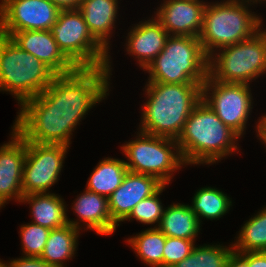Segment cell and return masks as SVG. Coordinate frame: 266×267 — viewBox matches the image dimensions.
<instances>
[{
	"instance_id": "obj_1",
	"label": "cell",
	"mask_w": 266,
	"mask_h": 267,
	"mask_svg": "<svg viewBox=\"0 0 266 267\" xmlns=\"http://www.w3.org/2000/svg\"><path fill=\"white\" fill-rule=\"evenodd\" d=\"M109 80L106 67L76 68L56 75L42 93L20 106L12 128L26 142L69 147L79 122L109 95Z\"/></svg>"
},
{
	"instance_id": "obj_2",
	"label": "cell",
	"mask_w": 266,
	"mask_h": 267,
	"mask_svg": "<svg viewBox=\"0 0 266 267\" xmlns=\"http://www.w3.org/2000/svg\"><path fill=\"white\" fill-rule=\"evenodd\" d=\"M140 132L177 140L193 108L202 100L198 83L167 84L148 82Z\"/></svg>"
},
{
	"instance_id": "obj_3",
	"label": "cell",
	"mask_w": 266,
	"mask_h": 267,
	"mask_svg": "<svg viewBox=\"0 0 266 267\" xmlns=\"http://www.w3.org/2000/svg\"><path fill=\"white\" fill-rule=\"evenodd\" d=\"M240 136L226 126L201 100L186 120L176 140L187 165L212 164L235 152Z\"/></svg>"
},
{
	"instance_id": "obj_4",
	"label": "cell",
	"mask_w": 266,
	"mask_h": 267,
	"mask_svg": "<svg viewBox=\"0 0 266 267\" xmlns=\"http://www.w3.org/2000/svg\"><path fill=\"white\" fill-rule=\"evenodd\" d=\"M262 1L227 0L212 5L206 3L199 35L205 54L210 56L218 48L247 40L258 32L262 26V19L250 11L248 5Z\"/></svg>"
},
{
	"instance_id": "obj_5",
	"label": "cell",
	"mask_w": 266,
	"mask_h": 267,
	"mask_svg": "<svg viewBox=\"0 0 266 267\" xmlns=\"http://www.w3.org/2000/svg\"><path fill=\"white\" fill-rule=\"evenodd\" d=\"M144 71L149 73L148 82L202 86L208 77V56L199 37L169 36L164 49Z\"/></svg>"
},
{
	"instance_id": "obj_6",
	"label": "cell",
	"mask_w": 266,
	"mask_h": 267,
	"mask_svg": "<svg viewBox=\"0 0 266 267\" xmlns=\"http://www.w3.org/2000/svg\"><path fill=\"white\" fill-rule=\"evenodd\" d=\"M56 75L44 62L0 34V91L13 94L19 106L42 93Z\"/></svg>"
},
{
	"instance_id": "obj_7",
	"label": "cell",
	"mask_w": 266,
	"mask_h": 267,
	"mask_svg": "<svg viewBox=\"0 0 266 267\" xmlns=\"http://www.w3.org/2000/svg\"><path fill=\"white\" fill-rule=\"evenodd\" d=\"M261 30L247 40L210 54L208 77L224 83L249 84L266 73V30Z\"/></svg>"
},
{
	"instance_id": "obj_8",
	"label": "cell",
	"mask_w": 266,
	"mask_h": 267,
	"mask_svg": "<svg viewBox=\"0 0 266 267\" xmlns=\"http://www.w3.org/2000/svg\"><path fill=\"white\" fill-rule=\"evenodd\" d=\"M58 48L76 68L106 67L111 74L108 51L90 32L76 9H61L50 29Z\"/></svg>"
},
{
	"instance_id": "obj_9",
	"label": "cell",
	"mask_w": 266,
	"mask_h": 267,
	"mask_svg": "<svg viewBox=\"0 0 266 267\" xmlns=\"http://www.w3.org/2000/svg\"><path fill=\"white\" fill-rule=\"evenodd\" d=\"M121 149L129 161H125L128 171L154 176L166 185L173 172L185 166L175 139L137 132V138Z\"/></svg>"
},
{
	"instance_id": "obj_10",
	"label": "cell",
	"mask_w": 266,
	"mask_h": 267,
	"mask_svg": "<svg viewBox=\"0 0 266 267\" xmlns=\"http://www.w3.org/2000/svg\"><path fill=\"white\" fill-rule=\"evenodd\" d=\"M249 86L244 83L219 82L209 77L202 85V100L240 137L245 132L253 108Z\"/></svg>"
},
{
	"instance_id": "obj_11",
	"label": "cell",
	"mask_w": 266,
	"mask_h": 267,
	"mask_svg": "<svg viewBox=\"0 0 266 267\" xmlns=\"http://www.w3.org/2000/svg\"><path fill=\"white\" fill-rule=\"evenodd\" d=\"M68 146L26 142L23 166V195L47 193L58 181Z\"/></svg>"
},
{
	"instance_id": "obj_12",
	"label": "cell",
	"mask_w": 266,
	"mask_h": 267,
	"mask_svg": "<svg viewBox=\"0 0 266 267\" xmlns=\"http://www.w3.org/2000/svg\"><path fill=\"white\" fill-rule=\"evenodd\" d=\"M61 9L50 0H2L0 34L11 37L26 30H50Z\"/></svg>"
},
{
	"instance_id": "obj_13",
	"label": "cell",
	"mask_w": 266,
	"mask_h": 267,
	"mask_svg": "<svg viewBox=\"0 0 266 267\" xmlns=\"http://www.w3.org/2000/svg\"><path fill=\"white\" fill-rule=\"evenodd\" d=\"M26 141L12 128L11 141L0 146V208L23 197L22 178Z\"/></svg>"
},
{
	"instance_id": "obj_14",
	"label": "cell",
	"mask_w": 266,
	"mask_h": 267,
	"mask_svg": "<svg viewBox=\"0 0 266 267\" xmlns=\"http://www.w3.org/2000/svg\"><path fill=\"white\" fill-rule=\"evenodd\" d=\"M205 6L200 0H165L155 17L169 36L199 37Z\"/></svg>"
},
{
	"instance_id": "obj_15",
	"label": "cell",
	"mask_w": 266,
	"mask_h": 267,
	"mask_svg": "<svg viewBox=\"0 0 266 267\" xmlns=\"http://www.w3.org/2000/svg\"><path fill=\"white\" fill-rule=\"evenodd\" d=\"M162 185L154 176L128 171L122 184L108 197L112 220L119 226L140 201L153 195Z\"/></svg>"
},
{
	"instance_id": "obj_16",
	"label": "cell",
	"mask_w": 266,
	"mask_h": 267,
	"mask_svg": "<svg viewBox=\"0 0 266 267\" xmlns=\"http://www.w3.org/2000/svg\"><path fill=\"white\" fill-rule=\"evenodd\" d=\"M22 50L33 54L57 75L73 72L76 67L58 48L50 30H26L10 37Z\"/></svg>"
},
{
	"instance_id": "obj_17",
	"label": "cell",
	"mask_w": 266,
	"mask_h": 267,
	"mask_svg": "<svg viewBox=\"0 0 266 267\" xmlns=\"http://www.w3.org/2000/svg\"><path fill=\"white\" fill-rule=\"evenodd\" d=\"M168 37L169 34L161 22L152 16V19L132 27L126 42L127 53L138 58L139 66L145 70L164 49Z\"/></svg>"
},
{
	"instance_id": "obj_18",
	"label": "cell",
	"mask_w": 266,
	"mask_h": 267,
	"mask_svg": "<svg viewBox=\"0 0 266 267\" xmlns=\"http://www.w3.org/2000/svg\"><path fill=\"white\" fill-rule=\"evenodd\" d=\"M81 194L72 203L79 222L99 235H112L118 225L110 215L108 198L87 189Z\"/></svg>"
},
{
	"instance_id": "obj_19",
	"label": "cell",
	"mask_w": 266,
	"mask_h": 267,
	"mask_svg": "<svg viewBox=\"0 0 266 267\" xmlns=\"http://www.w3.org/2000/svg\"><path fill=\"white\" fill-rule=\"evenodd\" d=\"M20 202L30 204L32 222L50 230L71 224L81 230L82 225L78 220L68 219L66 205L63 199L57 194L34 193L23 195ZM80 224V225H79ZM81 226V227H80Z\"/></svg>"
},
{
	"instance_id": "obj_20",
	"label": "cell",
	"mask_w": 266,
	"mask_h": 267,
	"mask_svg": "<svg viewBox=\"0 0 266 267\" xmlns=\"http://www.w3.org/2000/svg\"><path fill=\"white\" fill-rule=\"evenodd\" d=\"M78 9L92 35L108 50L118 14V0H81Z\"/></svg>"
},
{
	"instance_id": "obj_21",
	"label": "cell",
	"mask_w": 266,
	"mask_h": 267,
	"mask_svg": "<svg viewBox=\"0 0 266 267\" xmlns=\"http://www.w3.org/2000/svg\"><path fill=\"white\" fill-rule=\"evenodd\" d=\"M201 223L189 205L173 203L166 207L158 228L165 236L194 240Z\"/></svg>"
},
{
	"instance_id": "obj_22",
	"label": "cell",
	"mask_w": 266,
	"mask_h": 267,
	"mask_svg": "<svg viewBox=\"0 0 266 267\" xmlns=\"http://www.w3.org/2000/svg\"><path fill=\"white\" fill-rule=\"evenodd\" d=\"M80 230L71 224L52 229L40 258L54 267H65L75 255Z\"/></svg>"
},
{
	"instance_id": "obj_23",
	"label": "cell",
	"mask_w": 266,
	"mask_h": 267,
	"mask_svg": "<svg viewBox=\"0 0 266 267\" xmlns=\"http://www.w3.org/2000/svg\"><path fill=\"white\" fill-rule=\"evenodd\" d=\"M127 172L125 160L105 158L94 168L85 189L108 198L122 184Z\"/></svg>"
},
{
	"instance_id": "obj_24",
	"label": "cell",
	"mask_w": 266,
	"mask_h": 267,
	"mask_svg": "<svg viewBox=\"0 0 266 267\" xmlns=\"http://www.w3.org/2000/svg\"><path fill=\"white\" fill-rule=\"evenodd\" d=\"M136 255L151 267H163V249L166 236L157 228H148L127 239Z\"/></svg>"
},
{
	"instance_id": "obj_25",
	"label": "cell",
	"mask_w": 266,
	"mask_h": 267,
	"mask_svg": "<svg viewBox=\"0 0 266 267\" xmlns=\"http://www.w3.org/2000/svg\"><path fill=\"white\" fill-rule=\"evenodd\" d=\"M189 206L201 223L203 217L210 220L221 218L230 210L232 201L224 192L208 186L197 190Z\"/></svg>"
},
{
	"instance_id": "obj_26",
	"label": "cell",
	"mask_w": 266,
	"mask_h": 267,
	"mask_svg": "<svg viewBox=\"0 0 266 267\" xmlns=\"http://www.w3.org/2000/svg\"><path fill=\"white\" fill-rule=\"evenodd\" d=\"M242 226L233 250L236 253L266 251V207Z\"/></svg>"
},
{
	"instance_id": "obj_27",
	"label": "cell",
	"mask_w": 266,
	"mask_h": 267,
	"mask_svg": "<svg viewBox=\"0 0 266 267\" xmlns=\"http://www.w3.org/2000/svg\"><path fill=\"white\" fill-rule=\"evenodd\" d=\"M234 252L233 244L203 245L193 248L191 254L172 267H226L230 255Z\"/></svg>"
},
{
	"instance_id": "obj_28",
	"label": "cell",
	"mask_w": 266,
	"mask_h": 267,
	"mask_svg": "<svg viewBox=\"0 0 266 267\" xmlns=\"http://www.w3.org/2000/svg\"><path fill=\"white\" fill-rule=\"evenodd\" d=\"M166 184H163L153 195L140 201L132 210L130 215L124 220H133V218L144 224H155L157 228L162 219L165 208L160 201V194L165 189Z\"/></svg>"
},
{
	"instance_id": "obj_29",
	"label": "cell",
	"mask_w": 266,
	"mask_h": 267,
	"mask_svg": "<svg viewBox=\"0 0 266 267\" xmlns=\"http://www.w3.org/2000/svg\"><path fill=\"white\" fill-rule=\"evenodd\" d=\"M50 229L35 223L21 226L20 236L24 256L40 257L47 242Z\"/></svg>"
},
{
	"instance_id": "obj_30",
	"label": "cell",
	"mask_w": 266,
	"mask_h": 267,
	"mask_svg": "<svg viewBox=\"0 0 266 267\" xmlns=\"http://www.w3.org/2000/svg\"><path fill=\"white\" fill-rule=\"evenodd\" d=\"M194 240L166 236L163 249V267H172L188 257L195 247Z\"/></svg>"
},
{
	"instance_id": "obj_31",
	"label": "cell",
	"mask_w": 266,
	"mask_h": 267,
	"mask_svg": "<svg viewBox=\"0 0 266 267\" xmlns=\"http://www.w3.org/2000/svg\"><path fill=\"white\" fill-rule=\"evenodd\" d=\"M8 267H54L47 264L40 257L21 256L5 263Z\"/></svg>"
},
{
	"instance_id": "obj_32",
	"label": "cell",
	"mask_w": 266,
	"mask_h": 267,
	"mask_svg": "<svg viewBox=\"0 0 266 267\" xmlns=\"http://www.w3.org/2000/svg\"><path fill=\"white\" fill-rule=\"evenodd\" d=\"M249 267H266V251L238 253Z\"/></svg>"
},
{
	"instance_id": "obj_33",
	"label": "cell",
	"mask_w": 266,
	"mask_h": 267,
	"mask_svg": "<svg viewBox=\"0 0 266 267\" xmlns=\"http://www.w3.org/2000/svg\"><path fill=\"white\" fill-rule=\"evenodd\" d=\"M226 267H249V265L238 253L233 252L228 259Z\"/></svg>"
},
{
	"instance_id": "obj_34",
	"label": "cell",
	"mask_w": 266,
	"mask_h": 267,
	"mask_svg": "<svg viewBox=\"0 0 266 267\" xmlns=\"http://www.w3.org/2000/svg\"><path fill=\"white\" fill-rule=\"evenodd\" d=\"M60 9H76L80 5L81 0H50Z\"/></svg>"
},
{
	"instance_id": "obj_35",
	"label": "cell",
	"mask_w": 266,
	"mask_h": 267,
	"mask_svg": "<svg viewBox=\"0 0 266 267\" xmlns=\"http://www.w3.org/2000/svg\"><path fill=\"white\" fill-rule=\"evenodd\" d=\"M256 128V133L260 137L259 139L266 145V115L259 119Z\"/></svg>"
},
{
	"instance_id": "obj_36",
	"label": "cell",
	"mask_w": 266,
	"mask_h": 267,
	"mask_svg": "<svg viewBox=\"0 0 266 267\" xmlns=\"http://www.w3.org/2000/svg\"><path fill=\"white\" fill-rule=\"evenodd\" d=\"M0 267H8V266L5 264V262L1 261L0 259Z\"/></svg>"
}]
</instances>
